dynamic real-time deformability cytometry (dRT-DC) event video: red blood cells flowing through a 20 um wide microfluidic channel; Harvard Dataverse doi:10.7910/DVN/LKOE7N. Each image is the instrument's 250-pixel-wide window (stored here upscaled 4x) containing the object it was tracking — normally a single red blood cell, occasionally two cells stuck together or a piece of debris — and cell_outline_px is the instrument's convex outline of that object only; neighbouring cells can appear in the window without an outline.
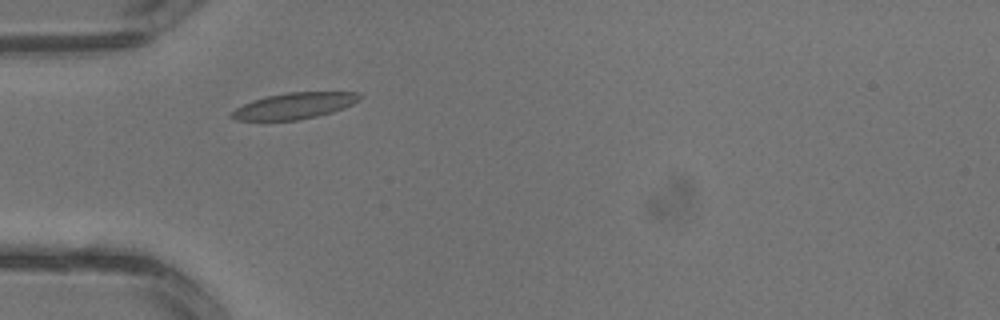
{"species": "common noctule bat (a hibernating species)", "species_latin": "Nyctalus noctula", "temperature_condition": "warm", "stored_images_in_passage": 3, "camera_frame_rate_fps": 3000, "um_per_image_px": 0.085, "animal": {"sex": "male", "body_mass_g": 13.3}, "frame": {"image": 1, "passage_image": 2, "time_ms": 0.333, "image_size_px": [1000, 320], "cell_outline_px": [[364, 96], [360, 100], [344, 108], [332, 112], [316, 116], [296, 120], [236, 120], [228, 116], [236, 108], [252, 100], [268, 96], [288, 92], [360, 92]], "centroid_in_image_um": [25.05, 8.98], "position_along_channel_um": 59.9, "area_um2": 19.48}}
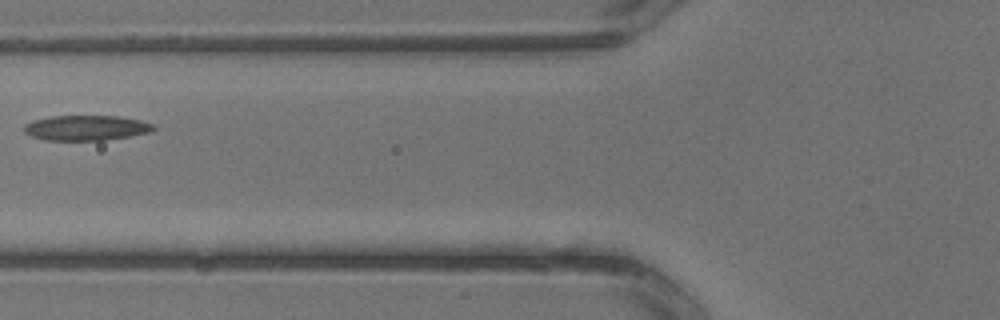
{"frame": {"image": 2, "passage_image": 3, "time_ms": 0.667, "image_size_px": [1000, 320], "cell_outline_px": [[156, 128], [152, 132], [104, 140], [44, 140], [32, 136], [24, 132], [24, 124], [32, 120], [48, 116], [116, 116], [140, 120], [152, 124]], "centroid_in_image_um": [7.29, 10.86], "position_along_channel_um": 118.5, "area_um2": 18.96}}